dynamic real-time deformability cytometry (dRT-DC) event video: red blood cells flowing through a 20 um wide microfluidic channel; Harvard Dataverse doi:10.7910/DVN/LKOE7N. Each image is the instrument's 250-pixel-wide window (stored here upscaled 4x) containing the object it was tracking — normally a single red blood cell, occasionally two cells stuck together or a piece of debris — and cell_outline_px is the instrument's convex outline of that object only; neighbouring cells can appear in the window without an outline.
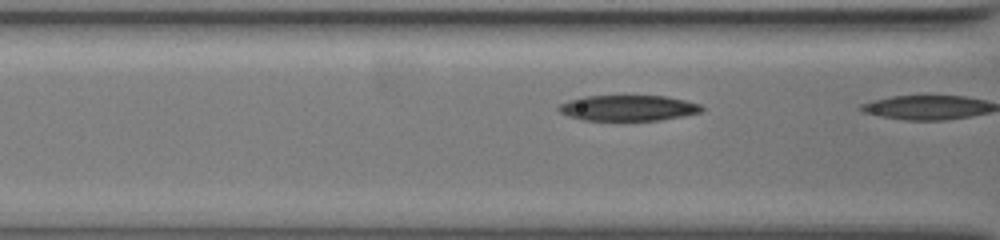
{"species": "common noctule bat (a hibernating species)", "species_latin": "Nyctalus noctula", "temperature_condition": "warm", "stored_images_in_passage": 7, "camera_frame_rate_fps": 3000, "um_per_image_px": 0.085, "animal": {"sex": "female", "body_mass_g": 19.5, "forearm_length_mm": 54.1}, "frame": {"image": 1, "passage_image": 6, "time_ms": 1.667, "image_size_px": [1000, 240], "cell_outline_px": [[704, 108], [700, 112], [684, 116], [660, 120], [624, 124], [580, 120], [568, 116], [560, 112], [556, 108], [560, 104], [568, 100], [584, 96], [664, 96], [684, 100], [700, 104]], "centroid_in_image_um": [53.33, 9.24], "position_along_channel_um": 113.3, "area_um2": 22.54}}